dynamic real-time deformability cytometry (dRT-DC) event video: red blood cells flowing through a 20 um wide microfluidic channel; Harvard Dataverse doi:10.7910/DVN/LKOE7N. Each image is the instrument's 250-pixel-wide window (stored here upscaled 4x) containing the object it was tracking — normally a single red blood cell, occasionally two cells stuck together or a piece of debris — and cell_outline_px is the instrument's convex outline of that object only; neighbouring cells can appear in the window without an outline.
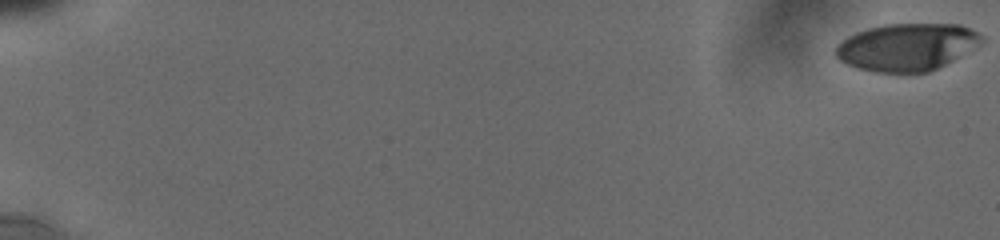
{"species": "human", "species_latin": "Homo sapiens", "temperature_condition": "cold", "stored_images_in_passage": 16, "camera_frame_rate_fps": 3000, "um_per_image_px": 0.085, "donor": {"sex": "male"}, "frame": {"image": 1, "passage_image": 1, "time_ms": 0.0, "image_size_px": [1000, 240], "cell_outline_px": [[984, 40], [952, 60], [928, 72], [876, 72], [856, 68], [840, 60], [836, 56], [836, 48], [848, 36], [856, 32], [868, 28], [888, 24], [960, 24], [976, 32]], "centroid_in_image_um": [77.04, 3.99], "position_along_channel_um": 8.0, "area_um2": 39.48}}
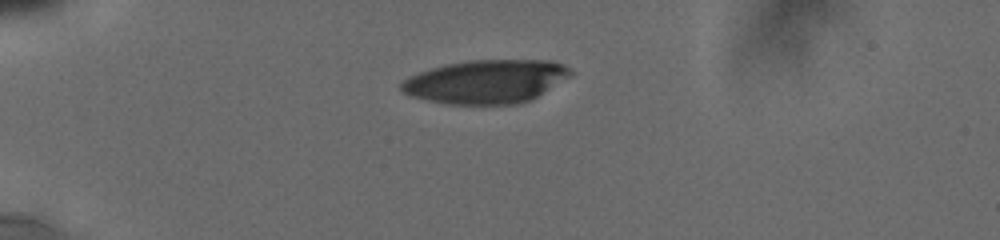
{"frame": {"image": 2, "passage_image": 10, "time_ms": 5.333, "image_size_px": [1000, 240], "cell_outline_px": [[572, 76], [532, 100], [520, 104], [448, 104], [428, 100], [412, 96], [404, 92], [400, 88], [400, 84], [404, 80], [420, 72], [432, 68], [448, 64], [472, 60], [548, 60], [560, 64], [568, 68], [572, 72]], "centroid_in_image_um": [41.37, 6.94], "position_along_channel_um": 43.6, "area_um2": 42.71}}
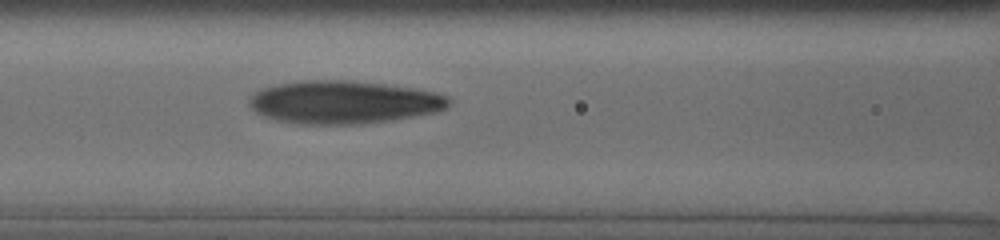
{"frame": {"image": 3, "passage_image": 16, "time_ms": 9.0, "image_size_px": [1000, 240], "cell_outline_px": [[448, 104], [444, 108], [432, 112], [392, 120], [364, 124], [300, 124], [276, 120], [256, 112], [248, 104], [248, 100], [256, 92], [264, 88], [280, 84], [300, 80], [352, 80], [384, 84], [432, 92], [444, 96], [448, 100]], "centroid_in_image_um": [29.13, 8.69], "position_along_channel_um": 137.5, "area_um2": 49.25}}